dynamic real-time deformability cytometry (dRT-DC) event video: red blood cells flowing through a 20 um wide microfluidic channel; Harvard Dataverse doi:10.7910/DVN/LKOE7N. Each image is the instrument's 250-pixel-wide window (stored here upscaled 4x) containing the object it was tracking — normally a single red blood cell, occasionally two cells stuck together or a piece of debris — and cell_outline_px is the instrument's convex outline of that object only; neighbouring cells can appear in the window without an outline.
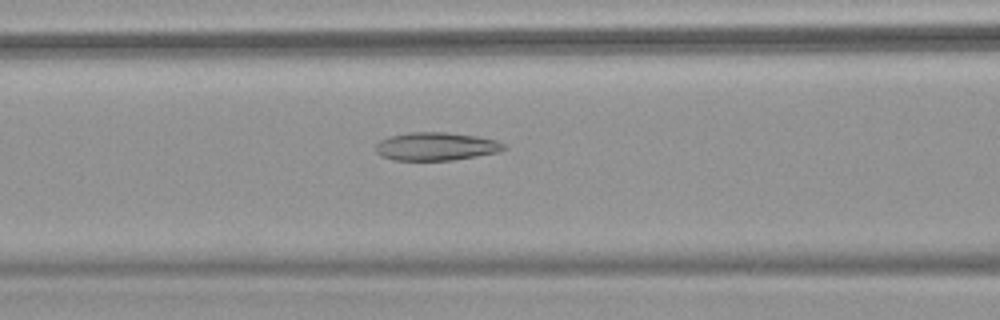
{"species": "common noctule bat (a hibernating species)", "species_latin": "Nyctalus noctula", "temperature_condition": "warm", "stored_images_in_passage": 53, "camera_frame_rate_fps": 3000, "um_per_image_px": 0.085, "animal": {"sex": "female", "body_mass_g": 18.4}, "frame": {"image": 1, "passage_image": 23, "time_ms": 7.333, "image_size_px": [1000, 320], "cell_outline_px": [[508, 148], [500, 152], [452, 160], [392, 160], [380, 156], [376, 152], [376, 144], [380, 140], [392, 136], [408, 132], [448, 132], [480, 136], [496, 140], [504, 144]], "centroid_in_image_um": [37.09, 12.44], "position_along_channel_um": 129.5, "area_um2": 21.21}, "authors_computed_cell_mechanics": {"area_um2": 24.1026, "velocity_mm_per_s": 3.8516, "shape_relaxation_time_tau1_ms": null, "shape_relaxation_time_tau2_ms": 2.8144, "deformation_change_tau1": null, "deformation_change_tau2": 0.1192}}